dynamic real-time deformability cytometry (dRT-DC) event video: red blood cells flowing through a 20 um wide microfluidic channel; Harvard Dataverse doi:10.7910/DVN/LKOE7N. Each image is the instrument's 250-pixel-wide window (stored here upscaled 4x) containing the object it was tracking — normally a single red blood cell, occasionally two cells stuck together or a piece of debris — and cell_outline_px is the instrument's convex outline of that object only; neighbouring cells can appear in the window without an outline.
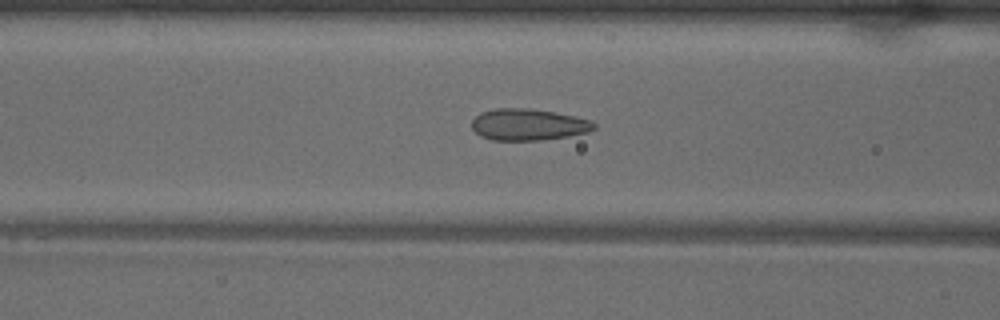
{"species": "common noctule bat (a hibernating species)", "species_latin": "Nyctalus noctula", "temperature_condition": "warm", "stored_images_in_passage": 43, "camera_frame_rate_fps": 3000, "um_per_image_px": 0.085, "animal": {"sex": "male", "body_mass_g": 18.8}, "frame": {"image": 1, "passage_image": 19, "time_ms": 6.0, "image_size_px": [1000, 320], "cell_outline_px": [[596, 128], [588, 132], [568, 136], [540, 140], [492, 140], [480, 136], [472, 128], [472, 120], [480, 112], [496, 108], [528, 108], [556, 112], [592, 120], [596, 124]], "centroid_in_image_um": [44.91, 10.58], "position_along_channel_um": 121.7, "area_um2": 22.6}}
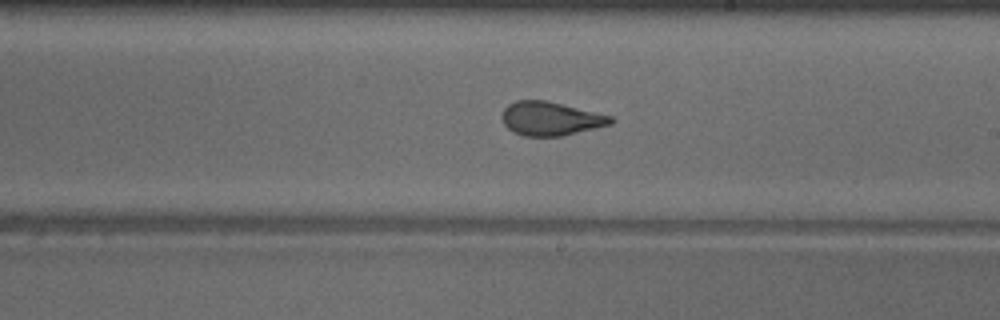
{"frame": {"image": 2, "passage_image": 28, "time_ms": 9.0, "image_size_px": [1000, 320], "cell_outline_px": [[616, 120], [612, 124], [596, 128], [560, 136], [524, 136], [512, 132], [504, 124], [500, 116], [504, 108], [508, 104], [516, 100], [544, 100], [612, 116]], "centroid_in_image_um": [46.77, 10.09], "position_along_channel_um": 242.2, "area_um2": 21.39}}
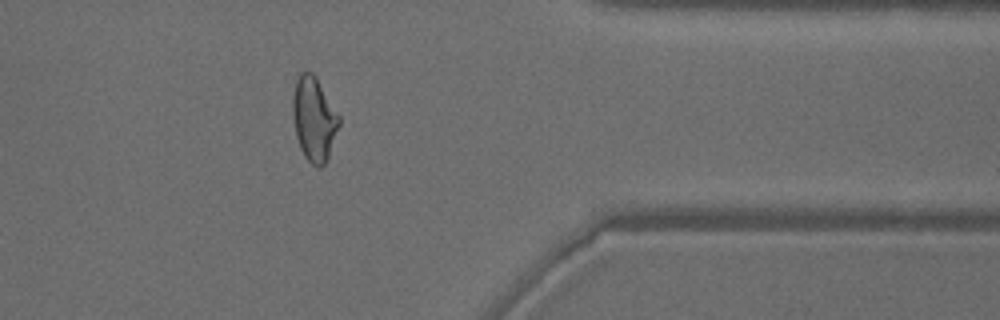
{"frame": {"image": 3, "passage_image": 40, "time_ms": 13.0, "image_size_px": [1000, 320], "cell_outline_px": [[340, 124], [328, 156], [324, 164], [320, 168], [312, 164], [304, 156], [300, 148], [296, 136], [292, 116], [292, 96], [296, 80], [300, 72], [312, 72], [316, 76], [340, 116]], "centroid_in_image_um": [26.68, 10.09], "position_along_channel_um": 384.7, "area_um2": 22.77}, "authors_computed_cell_mechanics": {"area_um2": 22.3108, "velocity_mm_per_s": 4.0138, "shape_relaxation_time_tau1_ms": 8.0042, "shape_relaxation_time_tau2_ms": 0.8699, "deformation_change_tau1": 0.2097, "deformation_change_tau2": 0.0698}}